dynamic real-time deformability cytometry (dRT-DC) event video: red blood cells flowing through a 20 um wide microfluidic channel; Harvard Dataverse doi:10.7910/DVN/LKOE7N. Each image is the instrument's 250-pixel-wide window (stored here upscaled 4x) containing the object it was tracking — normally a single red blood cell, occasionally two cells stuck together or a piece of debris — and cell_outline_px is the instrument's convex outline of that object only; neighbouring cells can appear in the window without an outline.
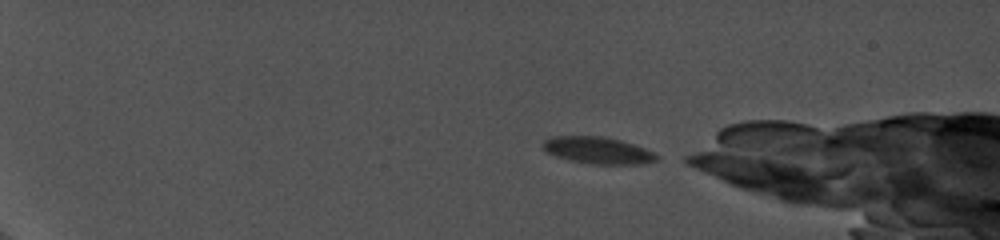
{"species": "common noctule bat (a hibernating species)", "species_latin": "Nyctalus noctula", "temperature_condition": "cold", "stored_images_in_passage": 26, "camera_frame_rate_fps": 5000, "um_per_image_px": 0.085, "animal": {"sex": "female", "body_mass_g": 19.0, "forearm_length_mm": 56.7}, "frame": {"image": 1, "passage_image": 3, "time_ms": 0.4, "image_size_px": [1000, 240], "cell_outline_px": [[660, 160], [640, 164], [592, 164], [568, 160], [556, 156], [548, 152], [544, 148], [544, 140], [552, 136], [600, 136], [620, 140], [644, 148], [660, 156]], "centroid_in_image_um": [50.84, 12.79], "position_along_channel_um": 34.2, "area_um2": 17.69}}
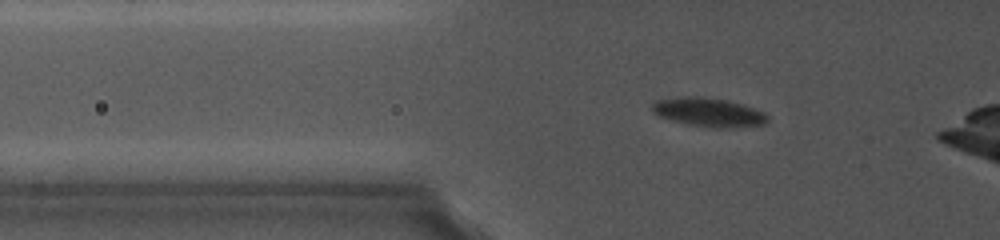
{"frame": {"image": 2, "passage_image": 15, "time_ms": 3.8, "image_size_px": [1000, 240], "cell_outline_px": [[768, 120], [764, 124], [732, 128], [712, 128], [688, 124], [672, 120], [660, 116], [652, 112], [652, 104], [656, 100], [680, 96], [700, 96], [728, 100], [744, 104], [764, 112], [768, 116]], "centroid_in_image_um": [60.24, 9.53], "position_along_channel_um": 65.6, "area_um2": 19.59}}
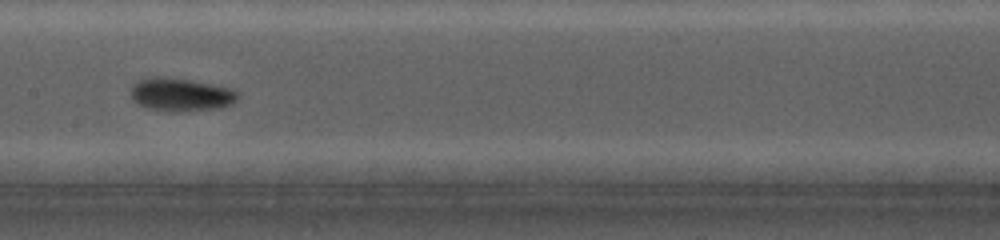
{"frame": {"image": 3, "passage_image": 25, "time_ms": 7.6, "image_size_px": [1000, 240], "cell_outline_px": [[240, 96], [232, 104], [220, 108], [176, 112], [148, 108], [136, 104], [132, 96], [132, 84], [140, 80], [152, 76], [160, 76], [192, 80], [232, 88], [240, 92]], "centroid_in_image_um": [15.41, 8.04], "position_along_channel_um": 192.0, "area_um2": 20.87}}